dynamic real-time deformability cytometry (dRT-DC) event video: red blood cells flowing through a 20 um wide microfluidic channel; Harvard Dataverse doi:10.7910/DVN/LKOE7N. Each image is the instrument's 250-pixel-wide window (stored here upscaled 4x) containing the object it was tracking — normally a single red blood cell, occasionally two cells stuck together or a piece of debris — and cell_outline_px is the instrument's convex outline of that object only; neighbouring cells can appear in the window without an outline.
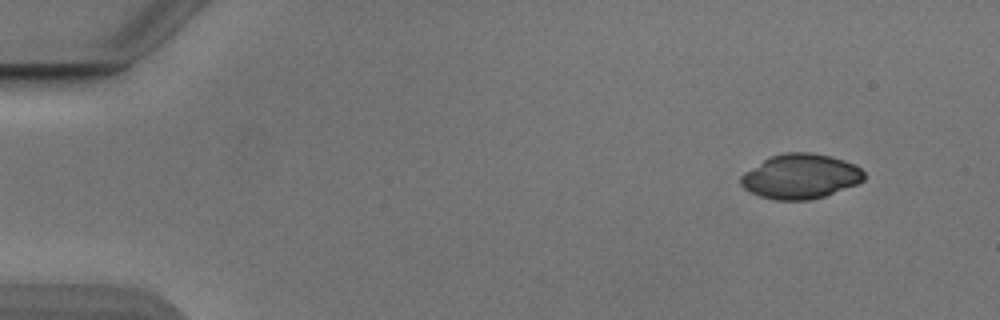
{"species": "Egyptian fruit bat (a non-hibernating species)", "species_latin": "Rousettus aegyptiacus", "temperature_condition": "cold", "stored_images_in_passage": 49, "camera_frame_rate_fps": 3000, "um_per_image_px": 0.085, "animal": {"sex": "male"}, "frame": {"image": 1, "passage_image": 1, "time_ms": 0.0, "image_size_px": [1000, 320], "cell_outline_px": [[864, 180], [856, 184], [824, 196], [808, 200], [776, 200], [760, 196], [744, 188], [740, 184], [740, 176], [744, 172], [768, 156], [784, 152], [812, 152], [832, 156], [844, 160], [860, 168], [864, 172]], "centroid_in_image_um": [68.01, 14.97], "position_along_channel_um": 17.0, "area_um2": 32.19}}